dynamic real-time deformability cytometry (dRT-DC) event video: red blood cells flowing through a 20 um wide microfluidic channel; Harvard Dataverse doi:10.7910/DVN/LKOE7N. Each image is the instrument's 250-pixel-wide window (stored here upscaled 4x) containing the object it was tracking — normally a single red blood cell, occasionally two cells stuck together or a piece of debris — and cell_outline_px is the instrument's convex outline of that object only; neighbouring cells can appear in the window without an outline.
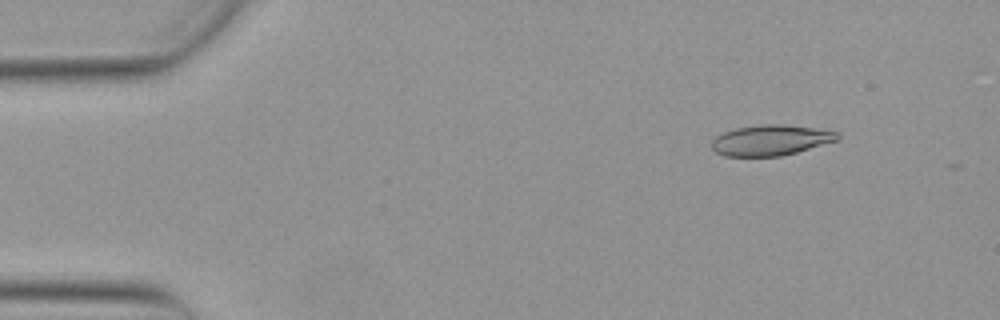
{"species": "Egyptian fruit bat (a non-hibernating species)", "species_latin": "Rousettus aegyptiacus", "temperature_condition": "warm", "stored_images_in_passage": 11, "camera_frame_rate_fps": 3000, "um_per_image_px": 0.085, "animal": {"sex": "female"}, "frame": {"image": 1, "passage_image": 6, "time_ms": 1.667, "image_size_px": [1000, 320], "cell_outline_px": [[840, 136], [836, 140], [796, 152], [780, 156], [724, 156], [716, 152], [712, 148], [712, 140], [716, 136], [724, 132], [736, 128], [760, 124], [784, 124], [840, 132]], "centroid_in_image_um": [65.48, 11.91], "position_along_channel_um": 19.5, "area_um2": 22.2}}